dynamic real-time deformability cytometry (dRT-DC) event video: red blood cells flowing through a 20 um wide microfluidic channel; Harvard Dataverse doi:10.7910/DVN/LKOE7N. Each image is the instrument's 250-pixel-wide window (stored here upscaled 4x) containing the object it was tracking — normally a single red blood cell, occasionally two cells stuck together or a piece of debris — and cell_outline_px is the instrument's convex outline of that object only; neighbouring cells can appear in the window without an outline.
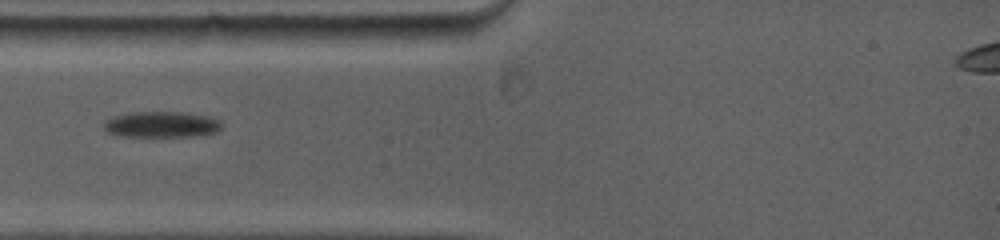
{"species": "common noctule bat (a hibernating species)", "species_latin": "Nyctalus noctula", "temperature_condition": "warm", "stored_images_in_passage": 27, "camera_frame_rate_fps": 5000, "um_per_image_px": 0.085, "animal": {"sex": "female", "body_mass_g": 19.0, "forearm_length_mm": 53.3}, "frame": {"image": 1, "passage_image": 1, "time_ms": 0.0, "image_size_px": [1000, 240], "cell_outline_px": [[220, 128], [216, 132], [188, 136], [128, 136], [108, 132], [104, 128], [104, 120], [112, 116], [132, 112], [188, 112], [208, 116], [220, 120]], "centroid_in_image_um": [13.71, 10.56], "position_along_channel_um": 71.3, "area_um2": 17.63}}
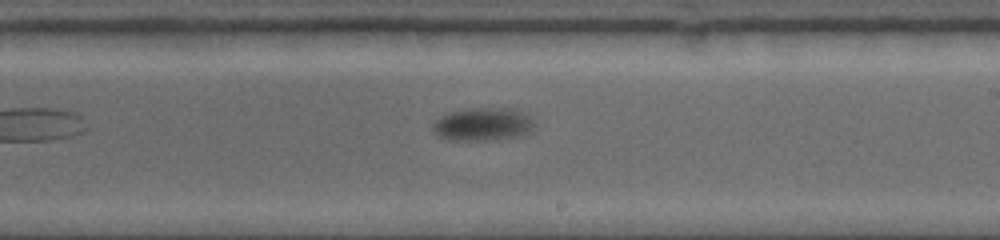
{"frame": {"image": 2, "passage_image": 12, "time_ms": 4.8, "image_size_px": [1000, 240], "cell_outline_px": [[532, 124], [528, 132], [524, 136], [496, 140], [452, 140], [436, 136], [432, 128], [432, 124], [440, 116], [464, 108], [512, 108], [524, 112], [532, 120]], "centroid_in_image_um": [41.02, 10.57], "position_along_channel_um": 248.0, "area_um2": 19.71}}
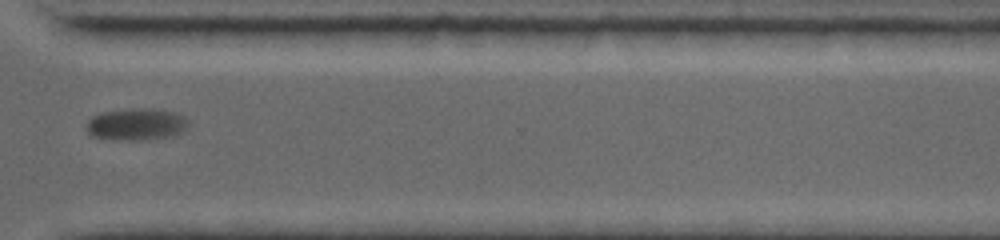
{"frame": {"image": 3, "passage_image": 19, "time_ms": 7.8, "image_size_px": [1000, 240], "cell_outline_px": [[188, 128], [172, 136], [132, 140], [128, 140], [96, 136], [88, 132], [84, 128], [88, 120], [92, 116], [100, 112], [132, 108], [152, 108], [176, 112], [184, 116], [188, 120]], "centroid_in_image_um": [11.6, 10.53], "position_along_channel_um": 359.0, "area_um2": 18.9}}